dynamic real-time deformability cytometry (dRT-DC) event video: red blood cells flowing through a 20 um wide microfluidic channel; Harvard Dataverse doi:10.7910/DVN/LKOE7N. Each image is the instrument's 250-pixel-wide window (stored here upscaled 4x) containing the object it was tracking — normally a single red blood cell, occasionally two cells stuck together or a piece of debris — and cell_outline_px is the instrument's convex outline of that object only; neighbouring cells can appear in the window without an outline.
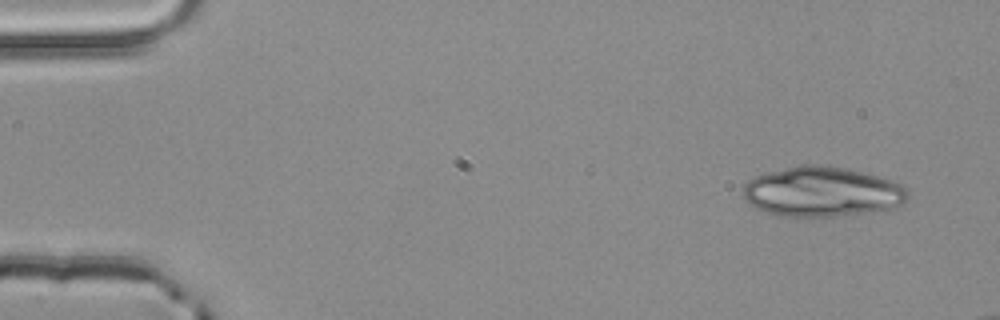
{"species": "common noctule bat (a hibernating species)", "species_latin": "Nyctalus noctula", "temperature_condition": "room temperature", "stored_images_in_passage": 3, "camera_frame_rate_fps": 3000, "um_per_image_px": 0.085, "animal": {"sex": "male", "body_mass_g": 20.4}, "frame": {"image": 1, "passage_image": 1, "time_ms": 0.0, "image_size_px": [1000, 320], "cell_outline_px": [[908, 200], [904, 204], [884, 212], [836, 216], [776, 216], [764, 212], [756, 208], [744, 200], [744, 184], [748, 180], [756, 176], [768, 172], [804, 164], [820, 164], [844, 168], [864, 172], [900, 184], [908, 188]], "centroid_in_image_um": [69.92, 16.32], "position_along_channel_um": 15.1, "area_um2": 48.44}}